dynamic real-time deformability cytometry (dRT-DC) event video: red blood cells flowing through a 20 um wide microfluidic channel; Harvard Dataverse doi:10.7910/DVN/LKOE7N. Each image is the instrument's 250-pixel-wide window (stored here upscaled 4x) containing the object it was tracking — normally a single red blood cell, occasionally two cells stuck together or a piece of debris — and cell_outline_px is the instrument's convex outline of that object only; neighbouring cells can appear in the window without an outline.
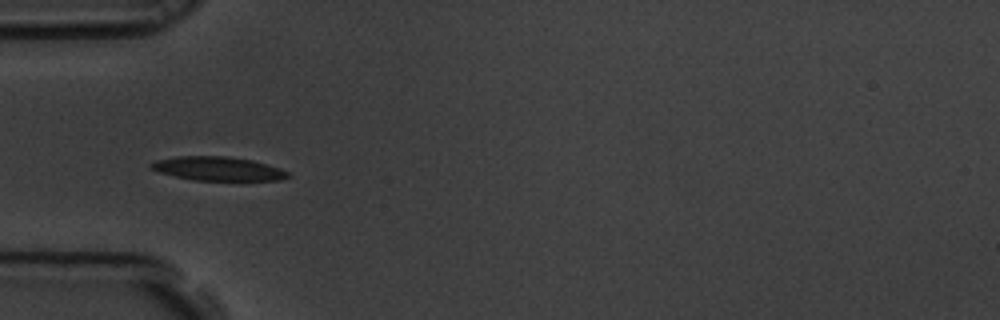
{"species": "common noctule bat (a hibernating species)", "species_latin": "Nyctalus noctula", "temperature_condition": "room temperature", "stored_images_in_passage": 32, "camera_frame_rate_fps": 3000, "um_per_image_px": 0.085, "animal": {"sex": "male", "body_mass_g": 19.5, "forearm_length_mm": 54.6}, "frame": {"image": 1, "passage_image": 1, "time_ms": 0.0, "image_size_px": [1000, 320], "cell_outline_px": [[292, 176], [280, 180], [192, 180], [160, 172], [152, 168], [148, 164], [156, 160], [176, 156], [228, 156], [252, 160], [280, 168], [288, 172]], "centroid_in_image_um": [18.54, 14.33], "position_along_channel_um": 66.5, "area_um2": 18.96}}
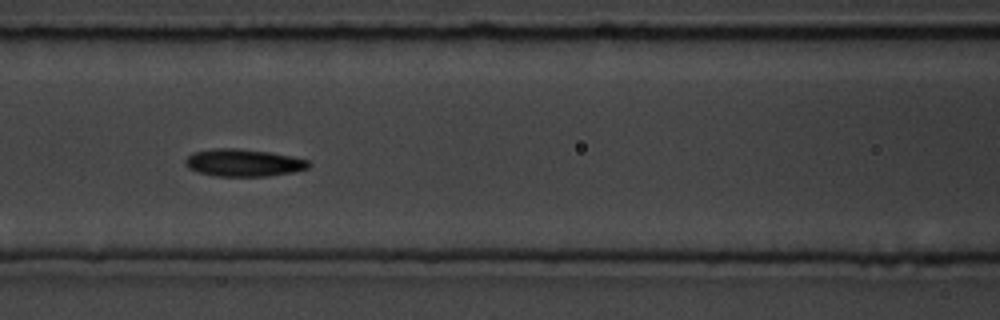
{"frame": {"image": 2, "passage_image": 8, "time_ms": 2.333, "image_size_px": [1000, 320], "cell_outline_px": [[312, 164], [308, 168], [292, 172], [268, 176], [216, 176], [200, 172], [188, 168], [184, 164], [184, 160], [192, 152], [212, 148], [236, 148], [268, 152], [292, 156], [308, 160]], "centroid_in_image_um": [20.68, 13.83], "position_along_channel_um": 145.9, "area_um2": 19.71}}
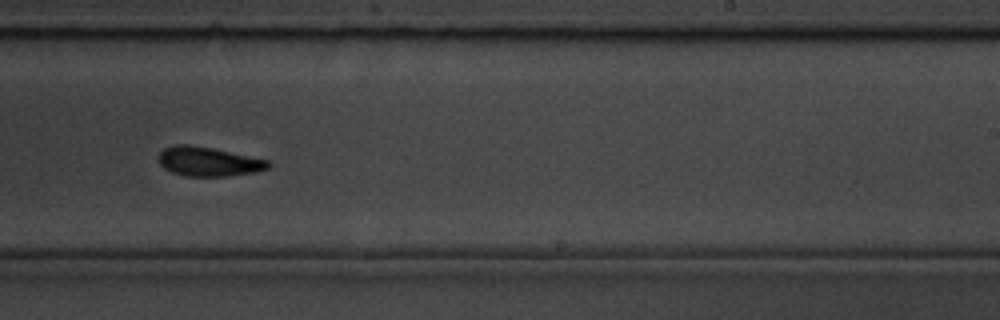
{"frame": {"image": 3, "passage_image": 19, "time_ms": 6.0, "image_size_px": [1000, 320], "cell_outline_px": [[272, 164], [268, 168], [256, 172], [228, 176], [188, 176], [172, 172], [164, 168], [160, 164], [156, 156], [164, 148], [176, 144], [188, 144], [212, 148], [268, 160]], "centroid_in_image_um": [17.69, 13.73], "position_along_channel_um": 271.3, "area_um2": 18.73}, "authors_computed_cell_mechanics": {"area_um2": 18.9584, "velocity_mm_per_s": 3.441, "shape_relaxation_time_tau1_ms": 3.8039, "shape_relaxation_time_tau2_ms": 2.8243, "deformation_change_tau1": 0.1211, "deformation_change_tau2": 0.0824}}